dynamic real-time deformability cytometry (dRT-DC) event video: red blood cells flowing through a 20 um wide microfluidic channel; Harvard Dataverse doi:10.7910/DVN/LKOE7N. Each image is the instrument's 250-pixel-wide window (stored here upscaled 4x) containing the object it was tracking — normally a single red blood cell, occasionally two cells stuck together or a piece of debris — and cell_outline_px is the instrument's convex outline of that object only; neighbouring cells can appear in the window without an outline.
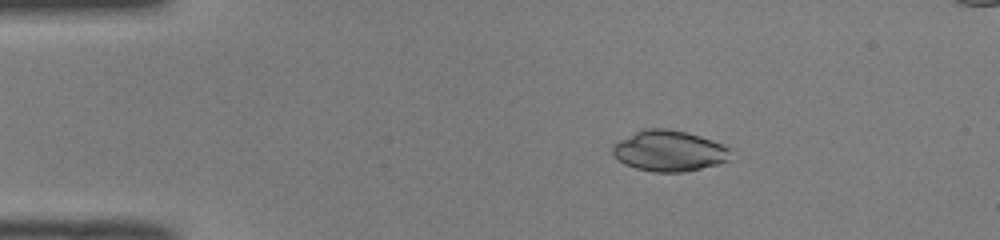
{"species": "common noctule bat (a hibernating species)", "species_latin": "Nyctalus noctula", "temperature_condition": "room temperature", "stored_images_in_passage": 43, "camera_frame_rate_fps": 3000, "um_per_image_px": 0.085, "animal": {"sex": "male", "body_mass_g": 19.0, "forearm_length_mm": 50.8}, "frame": {"image": 1, "passage_image": 1, "time_ms": 0.0, "image_size_px": [1000, 240], "cell_outline_px": [[728, 160], [716, 164], [684, 172], [656, 172], [636, 168], [624, 164], [612, 156], [612, 144], [636, 132], [648, 128], [664, 128], [684, 132], [700, 136], [712, 140], [728, 148]], "centroid_in_image_um": [56.8, 12.83], "position_along_channel_um": 28.2, "area_um2": 27.63}}
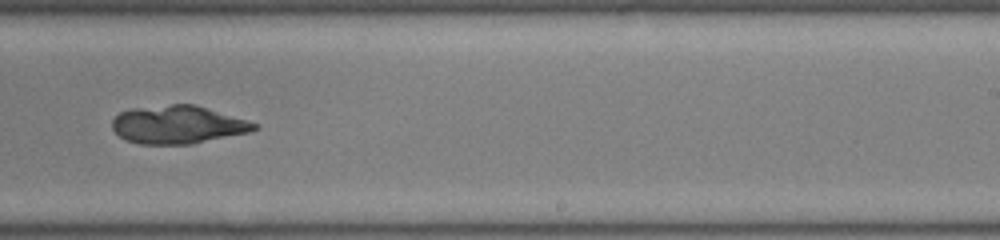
{"frame": {"image": 2, "passage_image": 24, "time_ms": 7.667, "image_size_px": [1000, 240], "cell_outline_px": [[256, 128], [248, 132], [192, 144], [140, 144], [124, 140], [112, 128], [112, 120], [120, 112], [132, 108], [172, 104], [196, 104], [248, 120], [256, 124]], "centroid_in_image_um": [15.09, 10.59], "position_along_channel_um": 273.9, "area_um2": 31.44}}
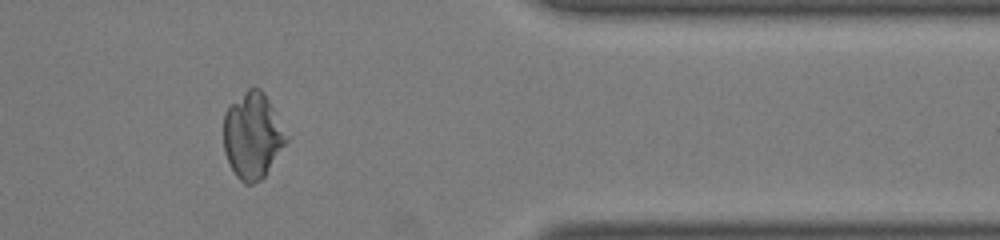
{"frame": {"image": 3, "passage_image": 34, "time_ms": 11.0, "image_size_px": [1000, 240], "cell_outline_px": [[288, 140], [264, 176], [260, 180], [252, 184], [244, 184], [236, 176], [224, 152], [224, 112], [248, 88], [260, 88], [264, 92]], "centroid_in_image_um": [21.44, 11.56], "position_along_channel_um": 390.0, "area_um2": 30.63}}